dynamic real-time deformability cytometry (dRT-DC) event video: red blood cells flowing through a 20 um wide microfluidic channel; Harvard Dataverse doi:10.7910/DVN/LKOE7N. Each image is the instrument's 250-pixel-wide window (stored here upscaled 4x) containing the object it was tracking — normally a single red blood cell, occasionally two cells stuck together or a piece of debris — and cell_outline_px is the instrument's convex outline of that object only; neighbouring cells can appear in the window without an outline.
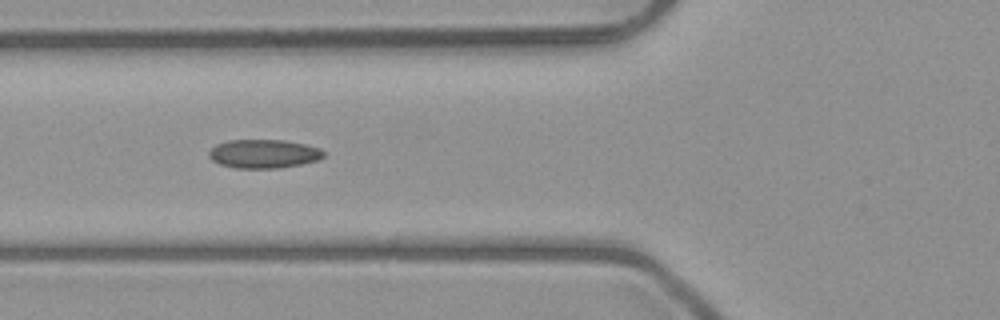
{"species": "common noctule bat (a hibernating species)", "species_latin": "Nyctalus noctula", "temperature_condition": "room temperature", "stored_images_in_passage": 5, "camera_frame_rate_fps": 3000, "um_per_image_px": 0.085, "animal": {"sex": "male", "body_mass_g": 23.1, "forearm_length_mm": 52.7}, "frame": {"image": 1, "passage_image": 3, "time_ms": 2.333, "image_size_px": [1000, 320], "cell_outline_px": [[324, 156], [316, 160], [300, 164], [280, 168], [236, 168], [220, 164], [212, 160], [208, 156], [208, 152], [216, 144], [228, 140], [284, 140], [304, 144], [320, 148], [324, 152]], "centroid_in_image_um": [22.39, 13.07], "position_along_channel_um": 103.4, "area_um2": 19.13}}
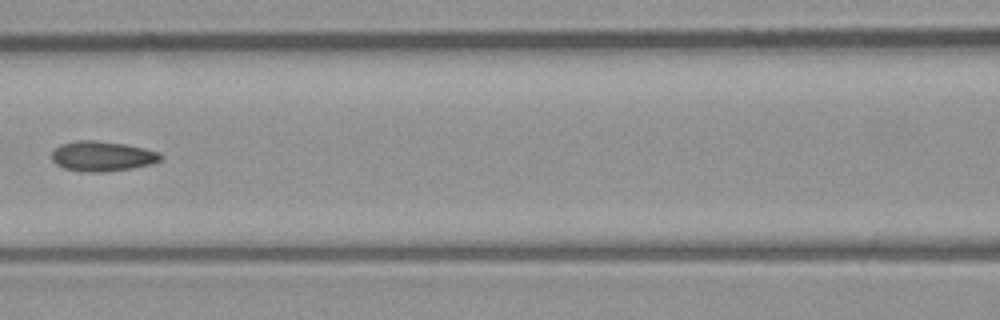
{"frame": {"image": 2, "passage_image": 4, "time_ms": 3.667, "image_size_px": [1000, 320], "cell_outline_px": [[164, 156], [160, 160], [152, 164], [132, 168], [100, 172], [80, 172], [64, 168], [56, 164], [52, 160], [52, 152], [60, 144], [76, 140], [96, 140], [124, 144], [144, 148], [160, 152]], "centroid_in_image_um": [8.69, 13.27], "position_along_channel_um": 157.9, "area_um2": 19.19}}
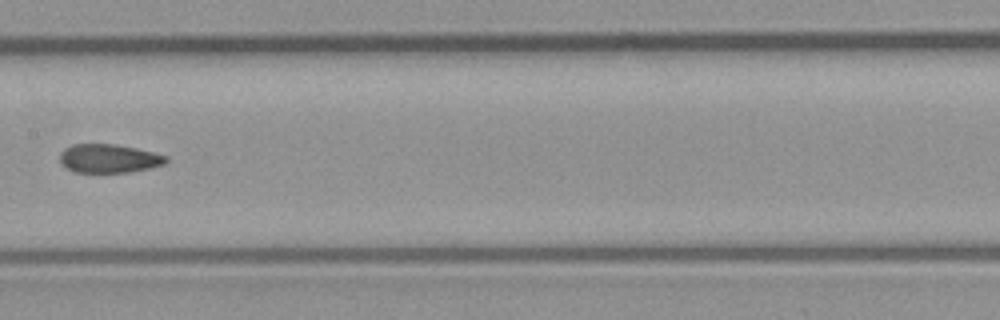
{"frame": {"image": 3, "passage_image": 5, "time_ms": 4.667, "image_size_px": [1000, 320], "cell_outline_px": [[168, 160], [164, 164], [148, 168], [128, 172], [72, 172], [64, 168], [60, 164], [60, 152], [64, 148], [72, 144], [116, 144], [136, 148], [168, 156]], "centroid_in_image_um": [9.2, 13.47], "position_along_channel_um": 198.2, "area_um2": 17.86}}